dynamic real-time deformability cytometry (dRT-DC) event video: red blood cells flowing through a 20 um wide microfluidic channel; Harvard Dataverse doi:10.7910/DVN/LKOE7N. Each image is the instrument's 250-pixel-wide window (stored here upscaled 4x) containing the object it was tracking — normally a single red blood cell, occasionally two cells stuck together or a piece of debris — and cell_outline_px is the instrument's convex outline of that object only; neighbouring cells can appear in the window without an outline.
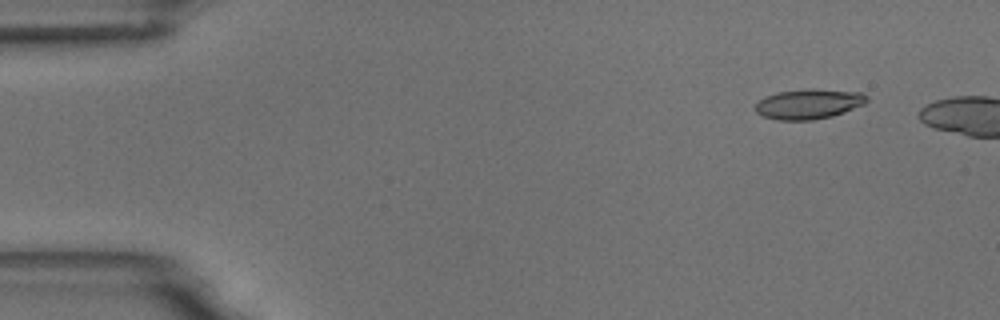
{"species": "common noctule bat (a hibernating species)", "species_latin": "Nyctalus noctula", "temperature_condition": "room temperature", "stored_images_in_passage": 5, "camera_frame_rate_fps": 3000, "um_per_image_px": 0.085, "animal": {"sex": "male", "body_mass_g": 18.8}, "frame": {"image": 1, "passage_image": 2, "time_ms": 1.333, "image_size_px": [1000, 320], "cell_outline_px": [[868, 100], [864, 104], [844, 112], [832, 116], [812, 120], [776, 120], [764, 116], [756, 112], [756, 104], [764, 96], [776, 92], [812, 88], [816, 88], [860, 92], [868, 96]], "centroid_in_image_um": [68.75, 8.82], "position_along_channel_um": 16.3, "area_um2": 19.59}}